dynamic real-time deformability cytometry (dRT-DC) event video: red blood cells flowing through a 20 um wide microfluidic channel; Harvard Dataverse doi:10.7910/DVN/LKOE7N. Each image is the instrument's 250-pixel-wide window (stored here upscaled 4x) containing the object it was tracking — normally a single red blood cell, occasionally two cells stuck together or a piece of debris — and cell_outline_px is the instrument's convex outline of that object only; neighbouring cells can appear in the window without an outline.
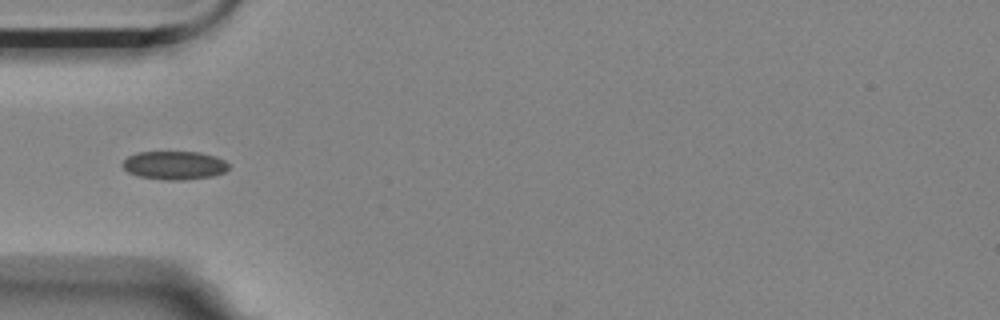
{"species": "Egyptian fruit bat (a non-hibernating species)", "species_latin": "Rousettus aegyptiacus", "temperature_condition": "room temperature", "stored_images_in_passage": 12, "camera_frame_rate_fps": 3000, "um_per_image_px": 0.085, "animal": {"sex": "female"}, "frame": {"image": 1, "passage_image": 2, "time_ms": 0.333, "image_size_px": [1000, 320], "cell_outline_px": [[228, 168], [224, 172], [212, 176], [184, 180], [164, 180], [140, 176], [128, 172], [120, 164], [128, 156], [136, 152], [200, 152], [216, 156], [224, 160], [228, 164]], "centroid_in_image_um": [14.81, 14.04], "position_along_channel_um": 70.2, "area_um2": 17.63}}
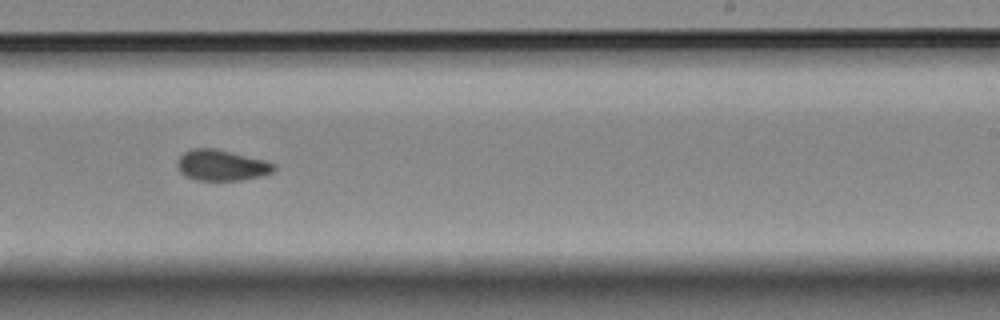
{"frame": {"image": 2, "passage_image": 7, "time_ms": 2.0, "image_size_px": [1000, 320], "cell_outline_px": [[276, 168], [272, 172], [260, 176], [240, 180], [196, 180], [184, 176], [180, 172], [176, 164], [176, 160], [184, 152], [192, 148], [216, 148], [264, 160], [276, 164]], "centroid_in_image_um": [18.79, 14.04], "position_along_channel_um": 270.2, "area_um2": 17.46}}
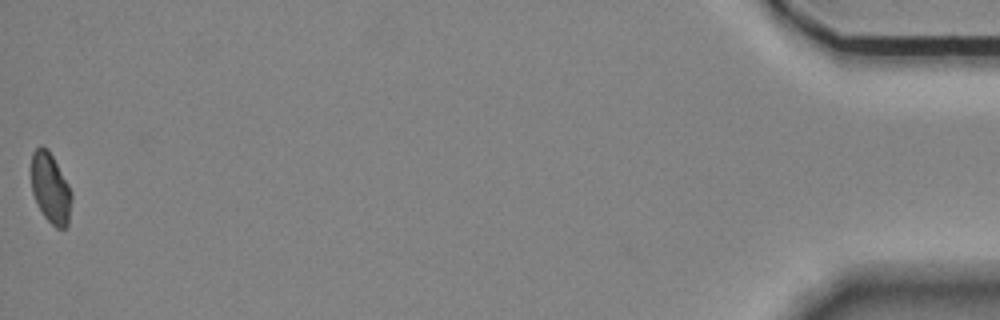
{"frame": {"image": 3, "passage_image": 12, "time_ms": 3.667, "image_size_px": [1000, 320], "cell_outline_px": [[72, 196], [68, 224], [64, 228], [56, 228], [44, 216], [32, 192], [32, 152], [40, 144], [48, 148], [68, 184], [72, 192]], "centroid_in_image_um": [4.3, 15.97], "position_along_channel_um": 430.9, "area_um2": 16.3}}